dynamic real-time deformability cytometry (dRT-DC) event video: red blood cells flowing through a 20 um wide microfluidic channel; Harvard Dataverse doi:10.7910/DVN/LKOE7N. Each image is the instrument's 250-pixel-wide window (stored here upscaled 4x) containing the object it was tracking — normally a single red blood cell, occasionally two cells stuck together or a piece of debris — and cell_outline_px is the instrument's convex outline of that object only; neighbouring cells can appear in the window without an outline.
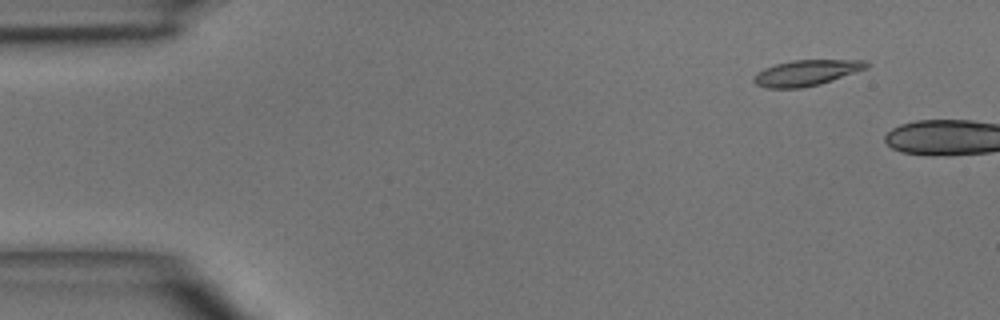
{"species": "common noctule bat (a hibernating species)", "species_latin": "Nyctalus noctula", "temperature_condition": "room temperature", "stored_images_in_passage": 3, "camera_frame_rate_fps": 3000, "um_per_image_px": 0.085, "animal": {"sex": "male", "body_mass_g": 15.6}, "frame": {"image": 1, "passage_image": 2, "time_ms": 1.0, "image_size_px": [1000, 320], "cell_outline_px": [[872, 64], [868, 68], [820, 84], [800, 88], [768, 88], [756, 84], [752, 80], [752, 76], [756, 72], [764, 68], [776, 64], [792, 60], [868, 60]], "centroid_in_image_um": [68.55, 6.18], "position_along_channel_um": 16.4, "area_um2": 17.05}}